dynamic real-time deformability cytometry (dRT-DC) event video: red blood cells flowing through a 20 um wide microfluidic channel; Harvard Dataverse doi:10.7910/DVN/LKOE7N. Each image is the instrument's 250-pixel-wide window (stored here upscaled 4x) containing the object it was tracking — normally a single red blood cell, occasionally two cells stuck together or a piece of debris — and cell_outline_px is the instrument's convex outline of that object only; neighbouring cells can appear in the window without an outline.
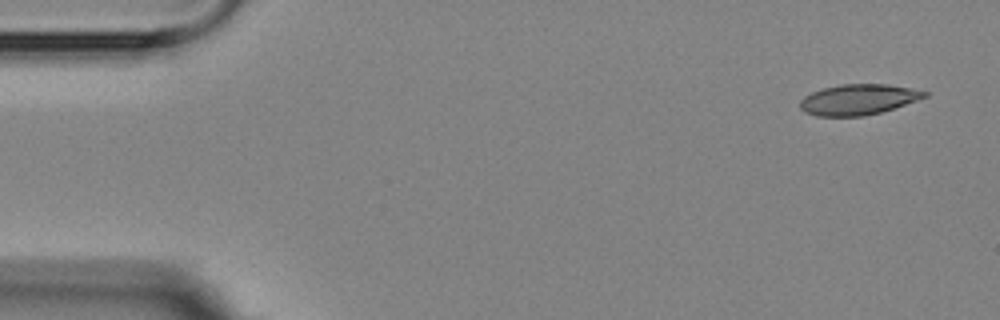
{"species": "Egyptian fruit bat (a non-hibernating species)", "species_latin": "Rousettus aegyptiacus", "temperature_condition": "room temperature", "stored_images_in_passage": 9, "camera_frame_rate_fps": 3000, "um_per_image_px": 0.085, "animal": {"sex": "female"}, "frame": {"image": 1, "passage_image": 1, "time_ms": 0.0, "image_size_px": [1000, 320], "cell_outline_px": [[928, 96], [880, 112], [864, 116], [816, 116], [804, 112], [800, 108], [800, 100], [804, 96], [812, 92], [824, 88], [840, 84], [888, 84], [928, 92]], "centroid_in_image_um": [72.9, 8.46], "position_along_channel_um": 12.1, "area_um2": 21.96}}
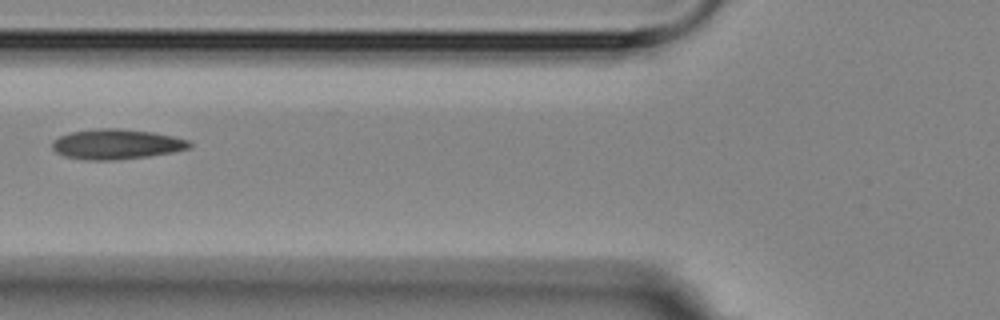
{"frame": {"image": 2, "passage_image": 6, "time_ms": 6.0, "image_size_px": [1000, 320], "cell_outline_px": [[192, 144], [188, 148], [172, 152], [148, 156], [116, 160], [84, 160], [64, 156], [56, 152], [52, 148], [52, 140], [60, 136], [72, 132], [96, 128], [116, 128], [152, 132], [172, 136], [188, 140]], "centroid_in_image_um": [9.86, 12.26], "position_along_channel_um": 115.9, "area_um2": 23.99}}
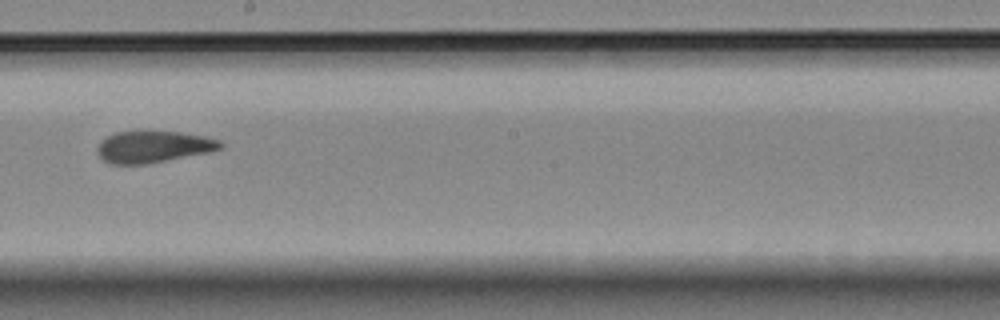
{"frame": {"image": 3, "passage_image": 9, "time_ms": 9.333, "image_size_px": [1000, 320], "cell_outline_px": [[224, 144], [220, 148], [208, 152], [148, 164], [108, 164], [96, 152], [96, 148], [100, 140], [116, 132], [180, 132], [204, 136], [220, 140]], "centroid_in_image_um": [13.0, 12.49], "position_along_channel_um": 235.2, "area_um2": 22.6}}